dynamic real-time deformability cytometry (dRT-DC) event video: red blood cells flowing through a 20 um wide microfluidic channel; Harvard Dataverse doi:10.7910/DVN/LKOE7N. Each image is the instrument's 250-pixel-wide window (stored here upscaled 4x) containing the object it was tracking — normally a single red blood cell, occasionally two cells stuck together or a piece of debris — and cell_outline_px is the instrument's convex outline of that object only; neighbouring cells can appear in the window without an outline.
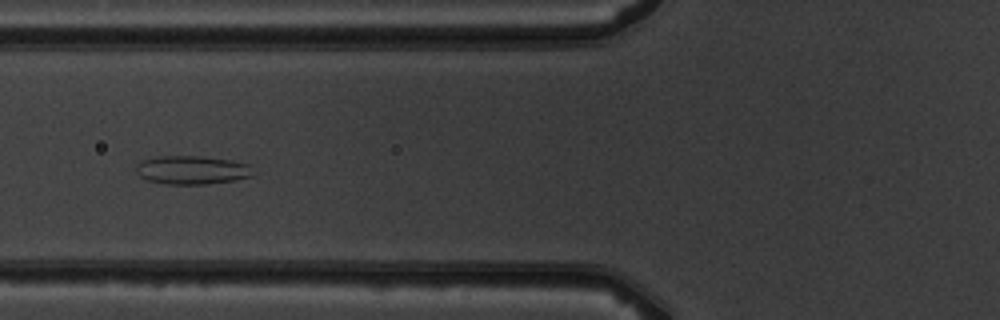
{"species": "common noctule bat (a hibernating species)", "species_latin": "Nyctalus noctula", "temperature_condition": "warm", "stored_images_in_passage": 6, "camera_frame_rate_fps": 3000, "um_per_image_px": 0.085, "animal": {"sex": "male", "body_mass_g": 19.5, "forearm_length_mm": 54.6}, "frame": {"image": 1, "passage_image": 6, "time_ms": 6.0, "image_size_px": [1000, 320], "cell_outline_px": [[252, 176], [232, 180], [208, 184], [164, 184], [148, 180], [140, 176], [136, 172], [136, 164], [144, 160], [156, 156], [200, 156], [228, 160], [248, 164]], "centroid_in_image_um": [16.25, 14.45], "position_along_channel_um": 109.6, "area_um2": 19.19}}